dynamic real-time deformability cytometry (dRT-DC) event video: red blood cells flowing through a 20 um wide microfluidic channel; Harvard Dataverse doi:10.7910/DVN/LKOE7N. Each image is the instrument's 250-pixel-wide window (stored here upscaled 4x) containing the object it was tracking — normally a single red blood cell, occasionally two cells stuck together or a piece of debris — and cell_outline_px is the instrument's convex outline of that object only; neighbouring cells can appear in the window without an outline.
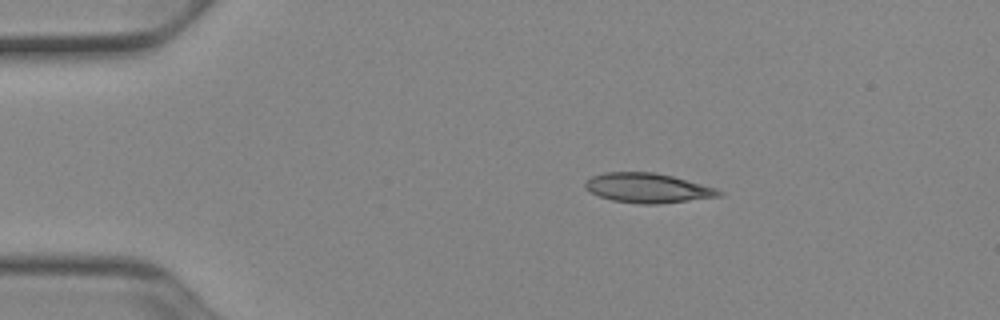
{"species": "Egyptian fruit bat (a non-hibernating species)", "species_latin": "Rousettus aegyptiacus", "temperature_condition": "cold", "stored_images_in_passage": 43, "camera_frame_rate_fps": 3000, "um_per_image_px": 0.085, "animal": {"sex": "female"}, "frame": {"image": 1, "passage_image": 1, "time_ms": 0.0, "image_size_px": [1000, 320], "cell_outline_px": [[724, 192], [720, 196], [660, 204], [640, 204], [612, 200], [588, 192], [584, 188], [584, 180], [592, 176], [604, 172], [656, 172], [672, 176], [716, 188]], "centroid_in_image_um": [55.0, 15.98], "position_along_channel_um": 30.0, "area_um2": 23.18}}
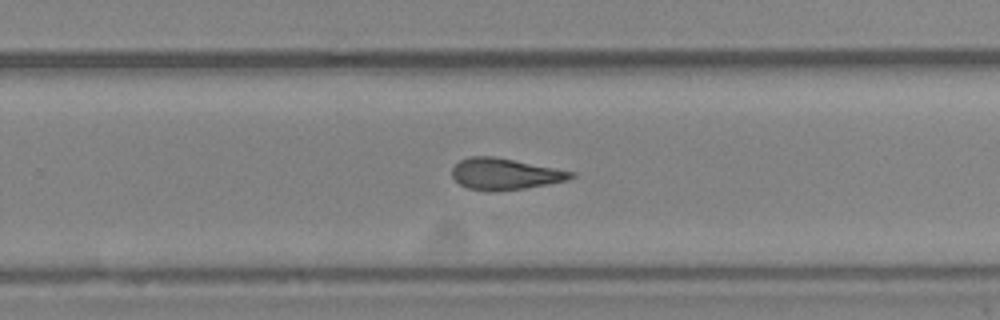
{"frame": {"image": 2, "passage_image": 25, "time_ms": 8.0, "image_size_px": [1000, 320], "cell_outline_px": [[576, 176], [568, 180], [524, 188], [468, 188], [460, 184], [452, 176], [452, 168], [460, 160], [468, 156], [492, 156], [576, 172]], "centroid_in_image_um": [42.94, 14.74], "position_along_channel_um": 286.9, "area_um2": 20.81}}
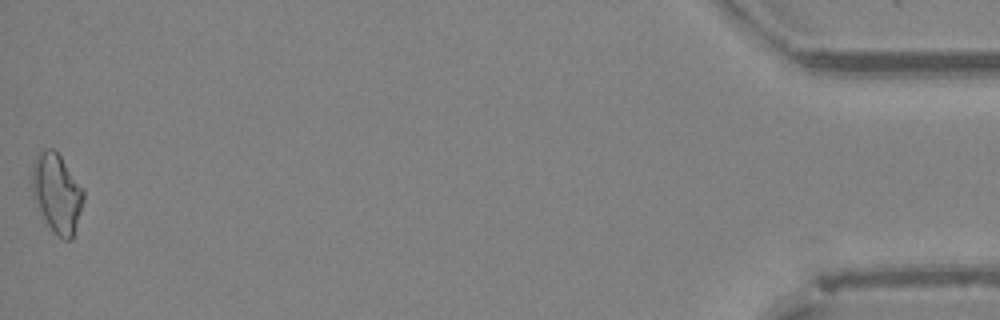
{"frame": {"image": 3, "passage_image": 43, "time_ms": 14.0, "image_size_px": [1000, 320], "cell_outline_px": [[84, 200], [72, 240], [64, 240], [48, 224], [32, 196], [32, 160], [44, 148], [52, 148], [60, 156], [84, 188]], "centroid_in_image_um": [4.84, 16.37], "position_along_channel_um": 430.4, "area_um2": 23.52}, "authors_computed_cell_mechanics": {"area_um2": 22.0218, "velocity_mm_per_s": 3.9203, "shape_relaxation_time_tau1_ms": 8.5377, "shape_relaxation_time_tau2_ms": 4.3806, "deformation_change_tau1": 0.1794, "deformation_change_tau2": 0.1274}}